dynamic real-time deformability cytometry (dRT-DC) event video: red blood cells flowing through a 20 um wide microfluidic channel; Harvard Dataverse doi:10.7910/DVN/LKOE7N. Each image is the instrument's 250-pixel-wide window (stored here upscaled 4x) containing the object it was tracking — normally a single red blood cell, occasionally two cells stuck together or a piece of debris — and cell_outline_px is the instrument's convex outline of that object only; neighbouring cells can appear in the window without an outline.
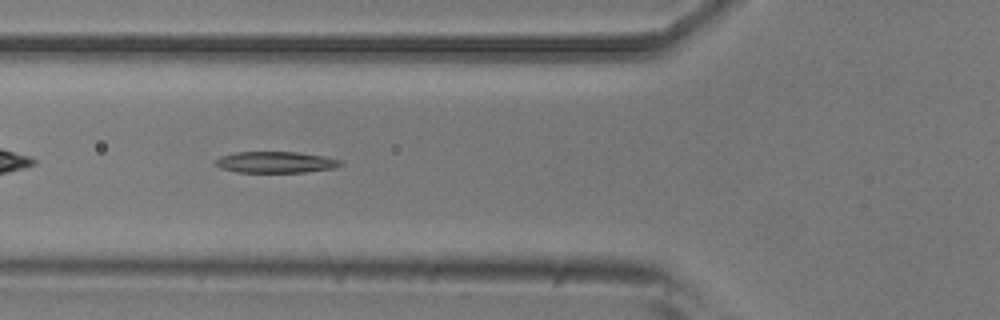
{"species": "common noctule bat (a hibernating species)", "species_latin": "Nyctalus noctula", "temperature_condition": "room temperature", "stored_images_in_passage": 10, "segment_of_instrument_passage": [1, 2], "camera_frame_rate_fps": 3000, "um_per_image_px": 0.085, "animal": {"sex": "male", "body_mass_g": 20.5, "forearm_length_mm": 52.5}, "frame": {"image": 1, "passage_image": 5, "time_ms": 1.333, "image_size_px": [1000, 320], "cell_outline_px": [[344, 164], [336, 168], [304, 172], [236, 172], [220, 168], [212, 164], [212, 160], [220, 156], [236, 152], [296, 152], [324, 156], [344, 160]], "centroid_in_image_um": [23.41, 13.79], "position_along_channel_um": 102.4, "area_um2": 15.84}}
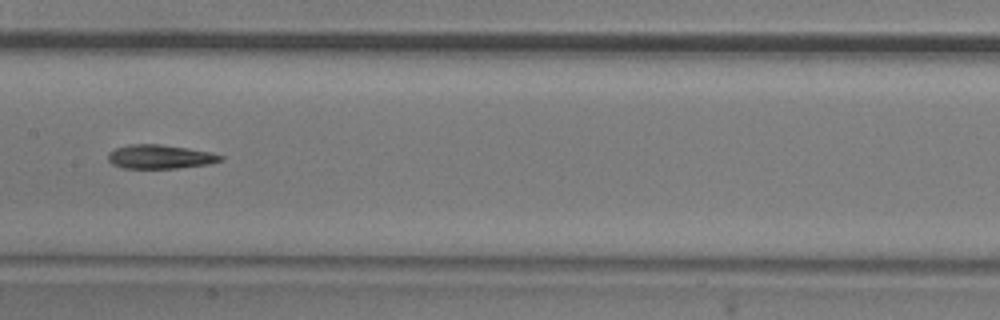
{"frame": {"image": 2, "passage_image": 7, "time_ms": 2.0, "image_size_px": [1000, 320], "cell_outline_px": [[224, 160], [208, 164], [176, 168], [124, 168], [112, 164], [108, 160], [108, 152], [116, 148], [132, 144], [160, 144], [208, 152], [224, 156]], "centroid_in_image_um": [13.58, 13.33], "position_along_channel_um": 193.8, "area_um2": 15.49}}
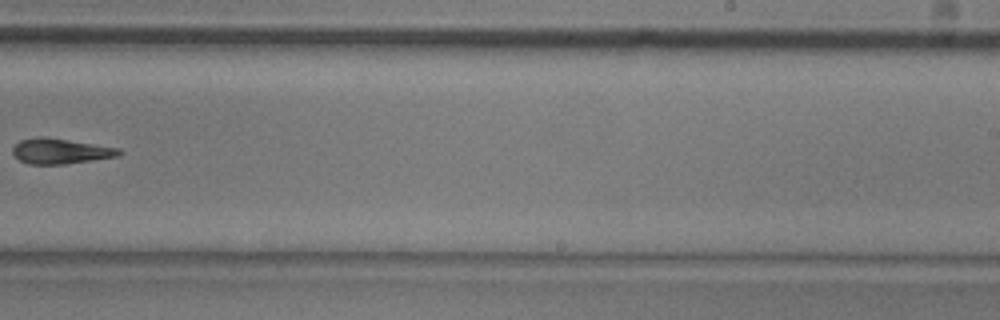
{"frame": {"image": 3, "passage_image": 9, "time_ms": 2.667, "image_size_px": [1000, 320], "cell_outline_px": [[124, 152], [120, 156], [64, 164], [28, 164], [20, 160], [12, 152], [12, 148], [20, 140], [68, 140], [120, 148]], "centroid_in_image_um": [5.24, 12.9], "position_along_channel_um": 283.8, "area_um2": 14.91}}